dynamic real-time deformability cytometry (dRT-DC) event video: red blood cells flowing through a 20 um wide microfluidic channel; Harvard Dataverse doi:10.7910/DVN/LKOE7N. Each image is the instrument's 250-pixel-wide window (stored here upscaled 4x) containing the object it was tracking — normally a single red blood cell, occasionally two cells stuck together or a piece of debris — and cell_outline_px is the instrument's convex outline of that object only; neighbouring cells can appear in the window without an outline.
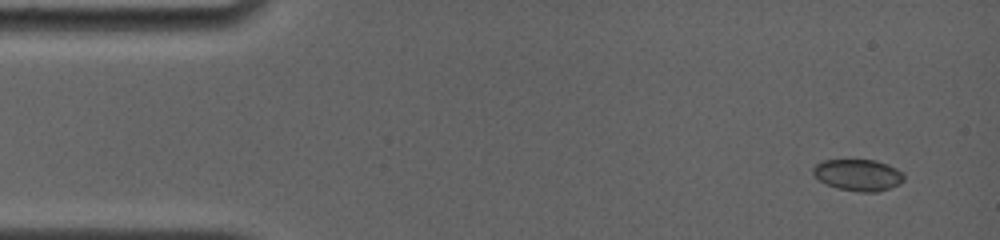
{"species": "common noctule bat (a hibernating species)", "species_latin": "Nyctalus noctula", "temperature_condition": "room temperature", "stored_images_in_passage": 19, "camera_frame_rate_fps": 4000, "um_per_image_px": 0.085, "animal": {"sex": "female", "body_mass_g": 19.0, "forearm_length_mm": 56.7}, "frame": {"image": 1, "passage_image": 1, "time_ms": 0.0, "image_size_px": [1000, 240], "cell_outline_px": [[904, 180], [900, 184], [876, 192], [860, 192], [836, 188], [820, 180], [812, 172], [812, 168], [816, 164], [824, 160], [876, 160], [888, 164], [904, 172]], "centroid_in_image_um": [72.97, 14.87], "position_along_channel_um": 12.0, "area_um2": 16.7}}
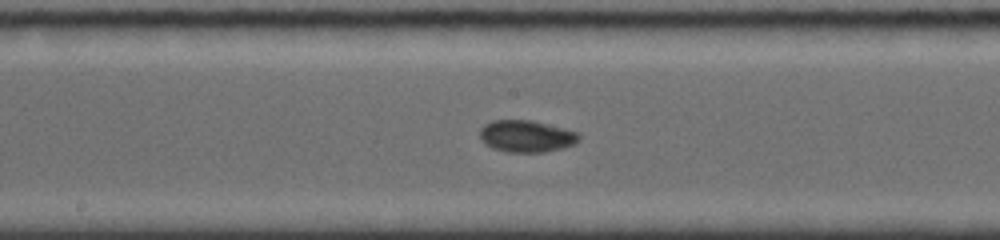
{"frame": {"image": 2, "passage_image": 11, "time_ms": 7.75, "image_size_px": [1000, 240], "cell_outline_px": [[580, 140], [576, 144], [544, 152], [508, 152], [492, 148], [480, 136], [480, 128], [484, 124], [492, 120], [532, 120], [580, 132]], "centroid_in_image_um": [44.79, 11.56], "position_along_channel_um": 203.4, "area_um2": 18.44}}
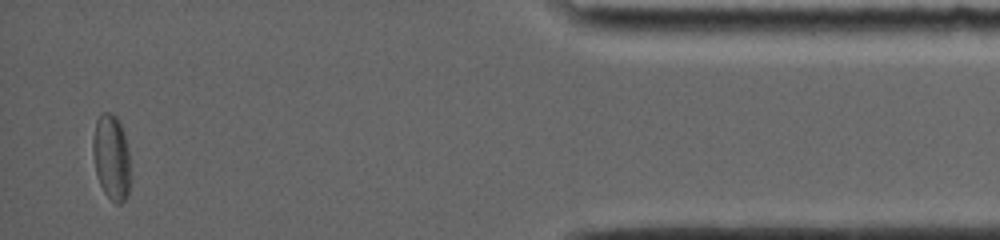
{"frame": {"image": 3, "passage_image": 19, "time_ms": 15.0, "image_size_px": [1000, 240], "cell_outline_px": [[128, 192], [124, 200], [120, 204], [116, 204], [104, 192], [100, 184], [96, 172], [92, 152], [92, 140], [96, 120], [100, 112], [112, 112], [116, 116], [120, 124], [128, 148]], "centroid_in_image_um": [9.43, 13.32], "position_along_channel_um": 425.8, "area_um2": 18.38}, "authors_computed_cell_mechanics": {"area_um2": 17.8602, "velocity_mm_per_s": 3.7848, "shape_relaxation_time_tau1_ms": 2.2483, "shape_relaxation_time_tau2_ms": 1.2204, "deformation_change_tau1": 0.1121, "deformation_change_tau2": 0.0407}}